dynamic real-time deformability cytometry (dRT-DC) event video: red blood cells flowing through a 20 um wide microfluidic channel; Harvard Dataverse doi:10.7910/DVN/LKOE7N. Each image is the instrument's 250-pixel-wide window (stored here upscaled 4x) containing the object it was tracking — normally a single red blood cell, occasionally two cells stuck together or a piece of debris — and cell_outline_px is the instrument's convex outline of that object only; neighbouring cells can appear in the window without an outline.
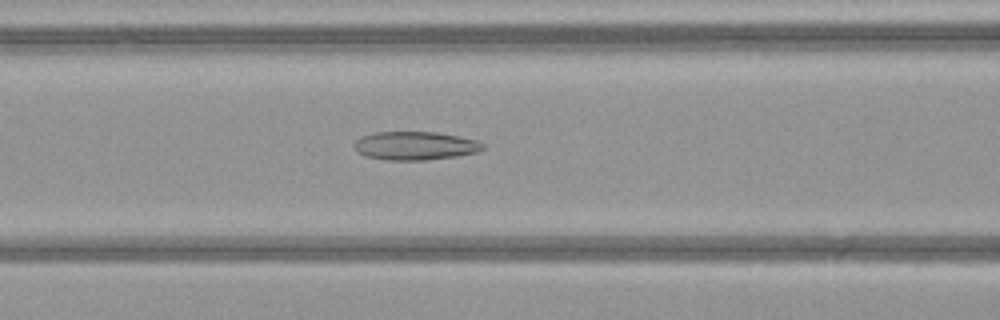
{"species": "common noctule bat (a hibernating species)", "species_latin": "Nyctalus noctula", "temperature_condition": "warm", "stored_images_in_passage": 45, "camera_frame_rate_fps": 3000, "um_per_image_px": 0.085, "animal": {"sex": "female", "body_mass_g": 21.9}, "frame": {"image": 1, "passage_image": 16, "time_ms": 5.0, "image_size_px": [1000, 320], "cell_outline_px": [[484, 148], [476, 152], [456, 156], [424, 160], [384, 160], [364, 156], [356, 152], [356, 140], [360, 136], [376, 132], [436, 132], [476, 140], [484, 144]], "centroid_in_image_um": [35.25, 12.39], "position_along_channel_um": 131.4, "area_um2": 21.21}}
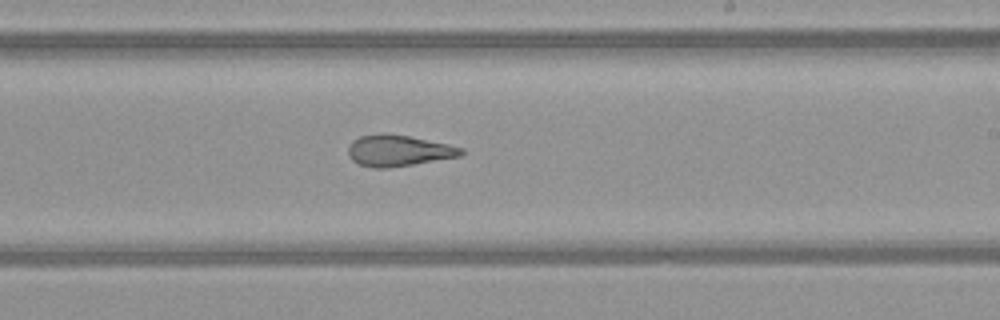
{"frame": {"image": 2, "passage_image": 25, "time_ms": 8.0, "image_size_px": [1000, 320], "cell_outline_px": [[464, 152], [460, 156], [388, 168], [372, 168], [360, 164], [352, 160], [348, 152], [348, 148], [352, 140], [360, 136], [384, 132], [408, 136], [448, 144], [464, 148]], "centroid_in_image_um": [33.85, 12.79], "position_along_channel_um": 255.2, "area_um2": 20.46}}
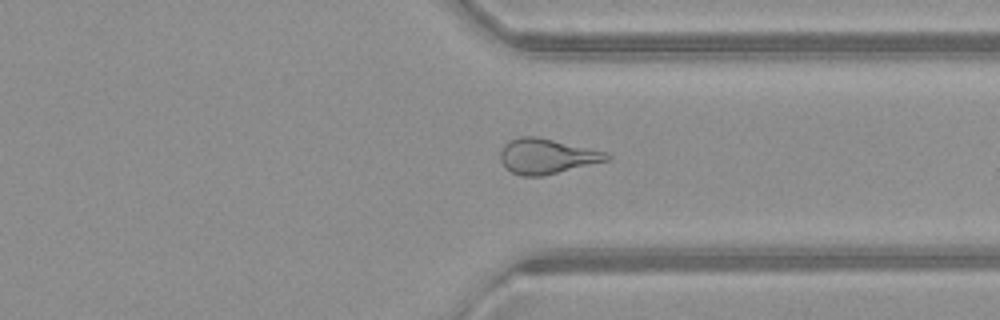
{"frame": {"image": 3, "passage_image": 33, "time_ms": 10.667, "image_size_px": [1000, 320], "cell_outline_px": [[612, 156], [608, 160], [544, 176], [520, 176], [512, 172], [500, 160], [500, 152], [504, 144], [508, 140], [520, 136], [536, 136], [604, 152]], "centroid_in_image_um": [46.43, 13.28], "position_along_channel_um": 365.0, "area_um2": 21.5}, "authors_computed_cell_mechanics": {"area_um2": 22.9466, "velocity_mm_per_s": 4.1245, "shape_relaxation_time_tau1_ms": null, "shape_relaxation_time_tau2_ms": 2.3447, "deformation_change_tau1": null, "deformation_change_tau2": 0.1013}}